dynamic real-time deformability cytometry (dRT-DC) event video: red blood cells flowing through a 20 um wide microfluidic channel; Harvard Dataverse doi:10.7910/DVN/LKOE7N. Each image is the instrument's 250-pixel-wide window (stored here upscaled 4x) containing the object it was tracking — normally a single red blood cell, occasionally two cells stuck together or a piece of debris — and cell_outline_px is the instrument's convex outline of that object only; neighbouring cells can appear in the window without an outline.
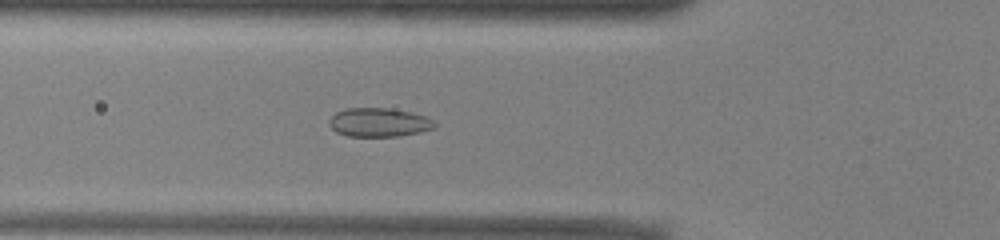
{"species": "common noctule bat (a hibernating species)", "species_latin": "Nyctalus noctula", "temperature_condition": "warm", "stored_images_in_passage": 52, "camera_frame_rate_fps": 3000, "um_per_image_px": 0.085, "animal": {"sex": "male", "body_mass_g": 13.0, "forearm_length_mm": 53.1}, "frame": {"image": 1, "passage_image": 18, "time_ms": 5.667, "image_size_px": [1000, 240], "cell_outline_px": [[436, 128], [420, 132], [400, 136], [348, 136], [336, 132], [328, 124], [328, 120], [336, 112], [344, 108], [388, 108], [412, 112], [424, 116], [432, 120], [436, 124]], "centroid_in_image_um": [32.2, 10.4], "position_along_channel_um": 93.6, "area_um2": 17.8}}
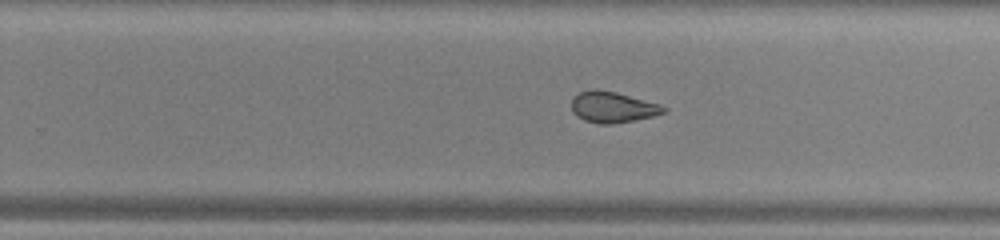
{"frame": {"image": 2, "passage_image": 32, "time_ms": 10.333, "image_size_px": [1000, 240], "cell_outline_px": [[668, 108], [664, 112], [652, 116], [612, 124], [600, 124], [584, 120], [576, 116], [572, 112], [572, 100], [580, 92], [592, 88], [596, 88], [616, 92], [660, 104]], "centroid_in_image_um": [52.05, 9.1], "position_along_channel_um": 277.7, "area_um2": 16.53}}
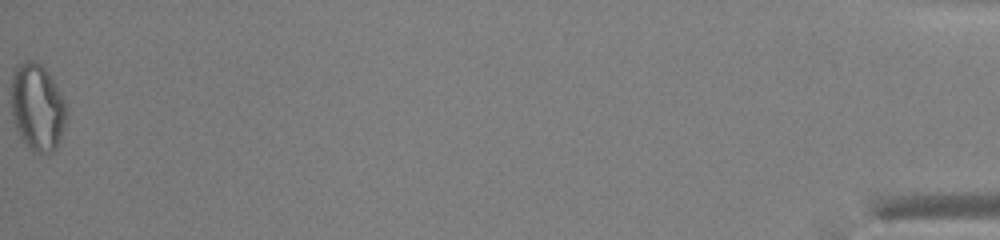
{"frame": {"image": 3, "passage_image": 52, "time_ms": 17.0, "image_size_px": [1000, 240], "cell_outline_px": [[68, 116], [56, 148], [52, 152], [40, 156], [32, 152], [28, 148], [20, 136], [16, 128], [12, 116], [12, 72], [24, 60], [32, 60], [40, 64], [48, 72], [64, 100], [68, 112]], "centroid_in_image_um": [3.18, 9.16], "position_along_channel_um": 432.0, "area_um2": 28.21}, "authors_computed_cell_mechanics": {"area_um2": 19.5942, "velocity_mm_per_s": 3.9404, "shape_relaxation_time_tau1_ms": null, "shape_relaxation_time_tau2_ms": 1.4372, "deformation_change_tau1": null, "deformation_change_tau2": 0.0623}}